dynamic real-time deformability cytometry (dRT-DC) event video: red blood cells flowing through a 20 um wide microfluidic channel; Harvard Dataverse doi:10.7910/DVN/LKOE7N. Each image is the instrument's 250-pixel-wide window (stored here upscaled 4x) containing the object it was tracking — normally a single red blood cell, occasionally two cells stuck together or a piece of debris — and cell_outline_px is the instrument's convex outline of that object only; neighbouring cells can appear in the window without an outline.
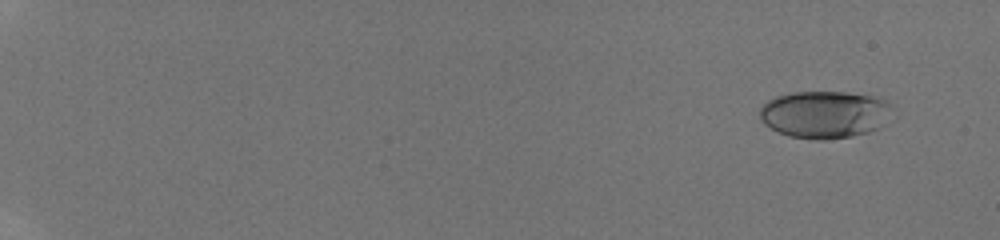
{"species": "human", "species_latin": "Homo sapiens", "temperature_condition": "room temperature", "stored_images_in_passage": 51, "camera_frame_rate_fps": 3000, "um_per_image_px": 0.085, "donor": {"sex": "male"}, "frame": {"image": 1, "passage_image": 2, "time_ms": 0.333, "image_size_px": [1000, 240], "cell_outline_px": [[896, 108], [876, 128], [868, 132], [852, 136], [828, 140], [820, 140], [788, 136], [764, 124], [760, 120], [760, 108], [768, 100], [776, 96], [792, 92], [848, 92], [880, 96], [888, 100]], "centroid_in_image_um": [70.13, 9.7], "position_along_channel_um": 14.9, "area_um2": 36.88}}
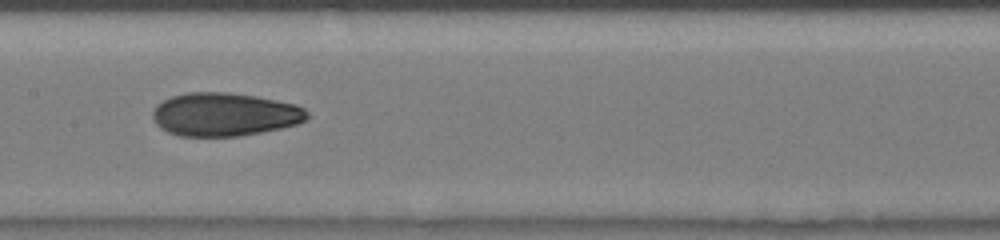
{"frame": {"image": 2, "passage_image": 29, "time_ms": 9.333, "image_size_px": [1000, 240], "cell_outline_px": [[308, 116], [304, 120], [296, 124], [280, 128], [240, 136], [180, 136], [168, 132], [160, 128], [152, 120], [152, 112], [156, 104], [172, 96], [188, 92], [228, 92], [256, 96], [296, 104], [304, 108], [308, 112]], "centroid_in_image_um": [19.05, 9.72], "position_along_channel_um": 188.3, "area_um2": 39.07}}
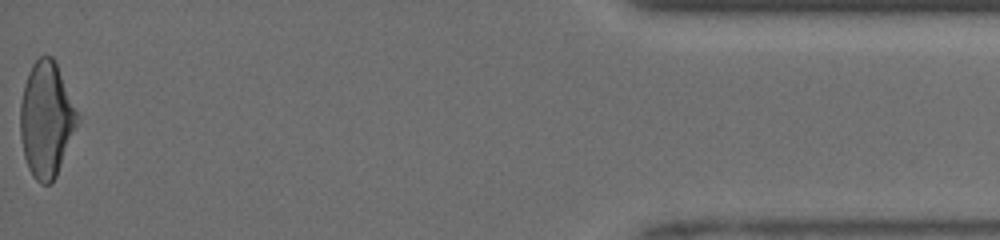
{"frame": {"image": 3, "passage_image": 51, "time_ms": 16.667, "image_size_px": [1000, 240], "cell_outline_px": [[80, 120], [56, 176], [48, 184], [40, 184], [32, 176], [28, 168], [24, 156], [20, 136], [20, 104], [24, 84], [28, 72], [32, 64], [40, 56], [52, 56], [56, 64], [80, 116]], "centroid_in_image_um": [3.93, 10.17], "position_along_channel_um": 431.3, "area_um2": 38.38}, "authors_computed_cell_mechanics": {"area_um2": 37.5122, "velocity_mm_per_s": 4.2305, "shape_relaxation_time_tau1_ms": 5.7544, "shape_relaxation_time_tau2_ms": 2.3714, "deformation_change_tau1": 0.1758, "deformation_change_tau2": 0.0877}}